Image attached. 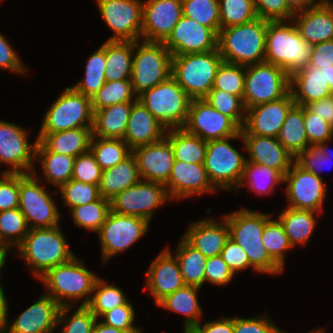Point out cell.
Instances as JSON below:
<instances>
[{"label":"cell","instance_id":"4","mask_svg":"<svg viewBox=\"0 0 333 333\" xmlns=\"http://www.w3.org/2000/svg\"><path fill=\"white\" fill-rule=\"evenodd\" d=\"M98 278L84 266V262L74 256L70 261L49 269L39 280L48 290L45 294L62 307L75 306V302L80 299V306H86Z\"/></svg>","mask_w":333,"mask_h":333},{"label":"cell","instance_id":"29","mask_svg":"<svg viewBox=\"0 0 333 333\" xmlns=\"http://www.w3.org/2000/svg\"><path fill=\"white\" fill-rule=\"evenodd\" d=\"M166 128L136 99L130 110L128 124L123 140L131 150L162 140Z\"/></svg>","mask_w":333,"mask_h":333},{"label":"cell","instance_id":"64","mask_svg":"<svg viewBox=\"0 0 333 333\" xmlns=\"http://www.w3.org/2000/svg\"><path fill=\"white\" fill-rule=\"evenodd\" d=\"M25 67V68H24ZM0 69L8 70L9 72L24 75L26 66L22 64L17 52L9 45L5 36L0 33Z\"/></svg>","mask_w":333,"mask_h":333},{"label":"cell","instance_id":"75","mask_svg":"<svg viewBox=\"0 0 333 333\" xmlns=\"http://www.w3.org/2000/svg\"><path fill=\"white\" fill-rule=\"evenodd\" d=\"M184 333H196L193 329H184Z\"/></svg>","mask_w":333,"mask_h":333},{"label":"cell","instance_id":"5","mask_svg":"<svg viewBox=\"0 0 333 333\" xmlns=\"http://www.w3.org/2000/svg\"><path fill=\"white\" fill-rule=\"evenodd\" d=\"M61 227L30 229L16 247L19 257L38 279L49 269L70 261L75 255L60 230Z\"/></svg>","mask_w":333,"mask_h":333},{"label":"cell","instance_id":"35","mask_svg":"<svg viewBox=\"0 0 333 333\" xmlns=\"http://www.w3.org/2000/svg\"><path fill=\"white\" fill-rule=\"evenodd\" d=\"M35 160H40L47 183L60 187L72 179L75 157L49 152L39 141L36 145Z\"/></svg>","mask_w":333,"mask_h":333},{"label":"cell","instance_id":"2","mask_svg":"<svg viewBox=\"0 0 333 333\" xmlns=\"http://www.w3.org/2000/svg\"><path fill=\"white\" fill-rule=\"evenodd\" d=\"M312 45L308 44L293 20L268 21L265 62L284 69L290 77L310 63Z\"/></svg>","mask_w":333,"mask_h":333},{"label":"cell","instance_id":"53","mask_svg":"<svg viewBox=\"0 0 333 333\" xmlns=\"http://www.w3.org/2000/svg\"><path fill=\"white\" fill-rule=\"evenodd\" d=\"M245 88V66L222 62L217 69L211 89H221L243 98Z\"/></svg>","mask_w":333,"mask_h":333},{"label":"cell","instance_id":"14","mask_svg":"<svg viewBox=\"0 0 333 333\" xmlns=\"http://www.w3.org/2000/svg\"><path fill=\"white\" fill-rule=\"evenodd\" d=\"M171 201L162 183L140 180L110 200L111 211L121 215L137 216L151 221L154 210Z\"/></svg>","mask_w":333,"mask_h":333},{"label":"cell","instance_id":"72","mask_svg":"<svg viewBox=\"0 0 333 333\" xmlns=\"http://www.w3.org/2000/svg\"><path fill=\"white\" fill-rule=\"evenodd\" d=\"M9 248H11V247L4 241V239L0 235V254L7 256Z\"/></svg>","mask_w":333,"mask_h":333},{"label":"cell","instance_id":"44","mask_svg":"<svg viewBox=\"0 0 333 333\" xmlns=\"http://www.w3.org/2000/svg\"><path fill=\"white\" fill-rule=\"evenodd\" d=\"M74 225L98 232L111 211L110 200L102 196L91 203L70 208Z\"/></svg>","mask_w":333,"mask_h":333},{"label":"cell","instance_id":"25","mask_svg":"<svg viewBox=\"0 0 333 333\" xmlns=\"http://www.w3.org/2000/svg\"><path fill=\"white\" fill-rule=\"evenodd\" d=\"M177 259L165 248L151 262L146 272V285L157 305L167 295L185 286Z\"/></svg>","mask_w":333,"mask_h":333},{"label":"cell","instance_id":"58","mask_svg":"<svg viewBox=\"0 0 333 333\" xmlns=\"http://www.w3.org/2000/svg\"><path fill=\"white\" fill-rule=\"evenodd\" d=\"M100 317L104 319L102 323L106 325L128 331L129 333H141V329L134 326L135 311L129 300L123 305L108 310Z\"/></svg>","mask_w":333,"mask_h":333},{"label":"cell","instance_id":"20","mask_svg":"<svg viewBox=\"0 0 333 333\" xmlns=\"http://www.w3.org/2000/svg\"><path fill=\"white\" fill-rule=\"evenodd\" d=\"M182 16V0L143 1L142 40L164 42Z\"/></svg>","mask_w":333,"mask_h":333},{"label":"cell","instance_id":"43","mask_svg":"<svg viewBox=\"0 0 333 333\" xmlns=\"http://www.w3.org/2000/svg\"><path fill=\"white\" fill-rule=\"evenodd\" d=\"M89 150L102 170L113 167L132 153L123 139L96 136H92Z\"/></svg>","mask_w":333,"mask_h":333},{"label":"cell","instance_id":"45","mask_svg":"<svg viewBox=\"0 0 333 333\" xmlns=\"http://www.w3.org/2000/svg\"><path fill=\"white\" fill-rule=\"evenodd\" d=\"M127 301L128 298L119 287L98 278L86 307L99 319L103 313L123 305Z\"/></svg>","mask_w":333,"mask_h":333},{"label":"cell","instance_id":"19","mask_svg":"<svg viewBox=\"0 0 333 333\" xmlns=\"http://www.w3.org/2000/svg\"><path fill=\"white\" fill-rule=\"evenodd\" d=\"M218 35L195 20L182 16L163 42L172 56L217 50Z\"/></svg>","mask_w":333,"mask_h":333},{"label":"cell","instance_id":"41","mask_svg":"<svg viewBox=\"0 0 333 333\" xmlns=\"http://www.w3.org/2000/svg\"><path fill=\"white\" fill-rule=\"evenodd\" d=\"M106 41L89 56L85 66V78L79 80L72 88L89 98L106 83Z\"/></svg>","mask_w":333,"mask_h":333},{"label":"cell","instance_id":"27","mask_svg":"<svg viewBox=\"0 0 333 333\" xmlns=\"http://www.w3.org/2000/svg\"><path fill=\"white\" fill-rule=\"evenodd\" d=\"M292 20L308 44L333 40V0H321L316 6L296 13Z\"/></svg>","mask_w":333,"mask_h":333},{"label":"cell","instance_id":"26","mask_svg":"<svg viewBox=\"0 0 333 333\" xmlns=\"http://www.w3.org/2000/svg\"><path fill=\"white\" fill-rule=\"evenodd\" d=\"M244 147L249 158L246 162L261 164L279 171L283 176L291 168L295 157L290 154L277 138L258 136L255 134H241Z\"/></svg>","mask_w":333,"mask_h":333},{"label":"cell","instance_id":"15","mask_svg":"<svg viewBox=\"0 0 333 333\" xmlns=\"http://www.w3.org/2000/svg\"><path fill=\"white\" fill-rule=\"evenodd\" d=\"M100 15L114 35L108 41H140L143 1L96 0Z\"/></svg>","mask_w":333,"mask_h":333},{"label":"cell","instance_id":"39","mask_svg":"<svg viewBox=\"0 0 333 333\" xmlns=\"http://www.w3.org/2000/svg\"><path fill=\"white\" fill-rule=\"evenodd\" d=\"M133 41L106 40V81L131 79Z\"/></svg>","mask_w":333,"mask_h":333},{"label":"cell","instance_id":"32","mask_svg":"<svg viewBox=\"0 0 333 333\" xmlns=\"http://www.w3.org/2000/svg\"><path fill=\"white\" fill-rule=\"evenodd\" d=\"M141 180L135 156L127 158L102 172L99 192L103 198L111 200L123 190L136 185Z\"/></svg>","mask_w":333,"mask_h":333},{"label":"cell","instance_id":"13","mask_svg":"<svg viewBox=\"0 0 333 333\" xmlns=\"http://www.w3.org/2000/svg\"><path fill=\"white\" fill-rule=\"evenodd\" d=\"M149 223L146 219L137 216L121 215L110 211L97 232L101 244L102 264L129 249L141 239L147 233Z\"/></svg>","mask_w":333,"mask_h":333},{"label":"cell","instance_id":"22","mask_svg":"<svg viewBox=\"0 0 333 333\" xmlns=\"http://www.w3.org/2000/svg\"><path fill=\"white\" fill-rule=\"evenodd\" d=\"M295 104L291 92L279 100L262 103L246 110L241 134L277 138L290 108Z\"/></svg>","mask_w":333,"mask_h":333},{"label":"cell","instance_id":"70","mask_svg":"<svg viewBox=\"0 0 333 333\" xmlns=\"http://www.w3.org/2000/svg\"><path fill=\"white\" fill-rule=\"evenodd\" d=\"M7 299L4 291H0V333L4 332L6 324Z\"/></svg>","mask_w":333,"mask_h":333},{"label":"cell","instance_id":"23","mask_svg":"<svg viewBox=\"0 0 333 333\" xmlns=\"http://www.w3.org/2000/svg\"><path fill=\"white\" fill-rule=\"evenodd\" d=\"M167 193L173 199L184 198L205 193H214L217 190L211 183L204 164H194L175 160L170 178L165 184Z\"/></svg>","mask_w":333,"mask_h":333},{"label":"cell","instance_id":"51","mask_svg":"<svg viewBox=\"0 0 333 333\" xmlns=\"http://www.w3.org/2000/svg\"><path fill=\"white\" fill-rule=\"evenodd\" d=\"M74 306H62L58 316L57 326L62 330L57 333H91L98 318L86 307L78 306L76 311L70 315Z\"/></svg>","mask_w":333,"mask_h":333},{"label":"cell","instance_id":"28","mask_svg":"<svg viewBox=\"0 0 333 333\" xmlns=\"http://www.w3.org/2000/svg\"><path fill=\"white\" fill-rule=\"evenodd\" d=\"M182 237L206 258L219 256L229 239L226 217L222 222L213 218L192 222Z\"/></svg>","mask_w":333,"mask_h":333},{"label":"cell","instance_id":"40","mask_svg":"<svg viewBox=\"0 0 333 333\" xmlns=\"http://www.w3.org/2000/svg\"><path fill=\"white\" fill-rule=\"evenodd\" d=\"M277 139L294 157L309 145L304 128V106L294 104L290 108Z\"/></svg>","mask_w":333,"mask_h":333},{"label":"cell","instance_id":"1","mask_svg":"<svg viewBox=\"0 0 333 333\" xmlns=\"http://www.w3.org/2000/svg\"><path fill=\"white\" fill-rule=\"evenodd\" d=\"M224 216L229 228V238L243 248L252 269L271 275L283 272L284 269L270 257L262 244L265 223L272 214L242 208Z\"/></svg>","mask_w":333,"mask_h":333},{"label":"cell","instance_id":"76","mask_svg":"<svg viewBox=\"0 0 333 333\" xmlns=\"http://www.w3.org/2000/svg\"><path fill=\"white\" fill-rule=\"evenodd\" d=\"M330 96L333 97V86L331 87Z\"/></svg>","mask_w":333,"mask_h":333},{"label":"cell","instance_id":"55","mask_svg":"<svg viewBox=\"0 0 333 333\" xmlns=\"http://www.w3.org/2000/svg\"><path fill=\"white\" fill-rule=\"evenodd\" d=\"M332 140L318 143L316 145H308L294 159V162L305 171H310L318 177L320 171L325 169V164H329L333 159L331 150L327 149Z\"/></svg>","mask_w":333,"mask_h":333},{"label":"cell","instance_id":"68","mask_svg":"<svg viewBox=\"0 0 333 333\" xmlns=\"http://www.w3.org/2000/svg\"><path fill=\"white\" fill-rule=\"evenodd\" d=\"M321 0H286L289 8L296 14L316 6Z\"/></svg>","mask_w":333,"mask_h":333},{"label":"cell","instance_id":"11","mask_svg":"<svg viewBox=\"0 0 333 333\" xmlns=\"http://www.w3.org/2000/svg\"><path fill=\"white\" fill-rule=\"evenodd\" d=\"M39 178L35 171L19 173V209L30 229L50 228L58 226L60 222V211L51 198L54 194L44 189L45 185Z\"/></svg>","mask_w":333,"mask_h":333},{"label":"cell","instance_id":"62","mask_svg":"<svg viewBox=\"0 0 333 333\" xmlns=\"http://www.w3.org/2000/svg\"><path fill=\"white\" fill-rule=\"evenodd\" d=\"M234 275L235 274L230 270L229 266L220 255L207 258L205 265V282L224 286L232 280Z\"/></svg>","mask_w":333,"mask_h":333},{"label":"cell","instance_id":"50","mask_svg":"<svg viewBox=\"0 0 333 333\" xmlns=\"http://www.w3.org/2000/svg\"><path fill=\"white\" fill-rule=\"evenodd\" d=\"M219 11L221 29L241 25L258 17L254 0H219Z\"/></svg>","mask_w":333,"mask_h":333},{"label":"cell","instance_id":"10","mask_svg":"<svg viewBox=\"0 0 333 333\" xmlns=\"http://www.w3.org/2000/svg\"><path fill=\"white\" fill-rule=\"evenodd\" d=\"M242 139L241 132L219 140L207 142L204 167L217 189L237 190L241 183L246 158L230 144V140Z\"/></svg>","mask_w":333,"mask_h":333},{"label":"cell","instance_id":"63","mask_svg":"<svg viewBox=\"0 0 333 333\" xmlns=\"http://www.w3.org/2000/svg\"><path fill=\"white\" fill-rule=\"evenodd\" d=\"M220 256L235 275L237 271L239 272L251 267L248 256L243 248L230 238L227 240Z\"/></svg>","mask_w":333,"mask_h":333},{"label":"cell","instance_id":"47","mask_svg":"<svg viewBox=\"0 0 333 333\" xmlns=\"http://www.w3.org/2000/svg\"><path fill=\"white\" fill-rule=\"evenodd\" d=\"M271 218L270 216L266 220L262 234V244L270 257L283 269L285 253L293 247L279 218L277 220H272Z\"/></svg>","mask_w":333,"mask_h":333},{"label":"cell","instance_id":"3","mask_svg":"<svg viewBox=\"0 0 333 333\" xmlns=\"http://www.w3.org/2000/svg\"><path fill=\"white\" fill-rule=\"evenodd\" d=\"M268 20L256 19L220 29L217 49L224 62L250 66L265 61Z\"/></svg>","mask_w":333,"mask_h":333},{"label":"cell","instance_id":"34","mask_svg":"<svg viewBox=\"0 0 333 333\" xmlns=\"http://www.w3.org/2000/svg\"><path fill=\"white\" fill-rule=\"evenodd\" d=\"M199 287L185 285L162 299L157 306L185 315L183 329H193L200 322L202 309L197 299Z\"/></svg>","mask_w":333,"mask_h":333},{"label":"cell","instance_id":"36","mask_svg":"<svg viewBox=\"0 0 333 333\" xmlns=\"http://www.w3.org/2000/svg\"><path fill=\"white\" fill-rule=\"evenodd\" d=\"M165 138L170 142L175 160L204 164L207 142L188 133L184 128L168 129Z\"/></svg>","mask_w":333,"mask_h":333},{"label":"cell","instance_id":"56","mask_svg":"<svg viewBox=\"0 0 333 333\" xmlns=\"http://www.w3.org/2000/svg\"><path fill=\"white\" fill-rule=\"evenodd\" d=\"M304 128L309 145L333 140V126L304 106Z\"/></svg>","mask_w":333,"mask_h":333},{"label":"cell","instance_id":"16","mask_svg":"<svg viewBox=\"0 0 333 333\" xmlns=\"http://www.w3.org/2000/svg\"><path fill=\"white\" fill-rule=\"evenodd\" d=\"M29 133L18 124L0 120V163L10 165L1 173H33L36 161V139L29 144ZM34 163V164H33Z\"/></svg>","mask_w":333,"mask_h":333},{"label":"cell","instance_id":"7","mask_svg":"<svg viewBox=\"0 0 333 333\" xmlns=\"http://www.w3.org/2000/svg\"><path fill=\"white\" fill-rule=\"evenodd\" d=\"M172 54L163 42L133 41L131 84L138 97L171 76Z\"/></svg>","mask_w":333,"mask_h":333},{"label":"cell","instance_id":"38","mask_svg":"<svg viewBox=\"0 0 333 333\" xmlns=\"http://www.w3.org/2000/svg\"><path fill=\"white\" fill-rule=\"evenodd\" d=\"M178 261L186 285L201 288L205 283V265L207 258L183 237L173 252Z\"/></svg>","mask_w":333,"mask_h":333},{"label":"cell","instance_id":"67","mask_svg":"<svg viewBox=\"0 0 333 333\" xmlns=\"http://www.w3.org/2000/svg\"><path fill=\"white\" fill-rule=\"evenodd\" d=\"M305 106L333 126V97L328 96L318 101L309 102Z\"/></svg>","mask_w":333,"mask_h":333},{"label":"cell","instance_id":"48","mask_svg":"<svg viewBox=\"0 0 333 333\" xmlns=\"http://www.w3.org/2000/svg\"><path fill=\"white\" fill-rule=\"evenodd\" d=\"M183 15L211 28L217 35L221 29L219 0H182Z\"/></svg>","mask_w":333,"mask_h":333},{"label":"cell","instance_id":"9","mask_svg":"<svg viewBox=\"0 0 333 333\" xmlns=\"http://www.w3.org/2000/svg\"><path fill=\"white\" fill-rule=\"evenodd\" d=\"M39 140L45 133H55L75 128H92L93 110L91 98L67 87L45 113Z\"/></svg>","mask_w":333,"mask_h":333},{"label":"cell","instance_id":"74","mask_svg":"<svg viewBox=\"0 0 333 333\" xmlns=\"http://www.w3.org/2000/svg\"><path fill=\"white\" fill-rule=\"evenodd\" d=\"M278 333H286V332L284 330L280 329ZM308 333H325V331H324V329H318V328H316V329L311 330Z\"/></svg>","mask_w":333,"mask_h":333},{"label":"cell","instance_id":"46","mask_svg":"<svg viewBox=\"0 0 333 333\" xmlns=\"http://www.w3.org/2000/svg\"><path fill=\"white\" fill-rule=\"evenodd\" d=\"M136 99L131 79L106 81L91 99L92 110L94 112L117 103L134 102Z\"/></svg>","mask_w":333,"mask_h":333},{"label":"cell","instance_id":"60","mask_svg":"<svg viewBox=\"0 0 333 333\" xmlns=\"http://www.w3.org/2000/svg\"><path fill=\"white\" fill-rule=\"evenodd\" d=\"M0 212L19 208V173H1Z\"/></svg>","mask_w":333,"mask_h":333},{"label":"cell","instance_id":"8","mask_svg":"<svg viewBox=\"0 0 333 333\" xmlns=\"http://www.w3.org/2000/svg\"><path fill=\"white\" fill-rule=\"evenodd\" d=\"M137 99L166 130L185 126L191 98L171 76L166 81L144 91Z\"/></svg>","mask_w":333,"mask_h":333},{"label":"cell","instance_id":"31","mask_svg":"<svg viewBox=\"0 0 333 333\" xmlns=\"http://www.w3.org/2000/svg\"><path fill=\"white\" fill-rule=\"evenodd\" d=\"M133 102H122L93 112L92 136L123 139Z\"/></svg>","mask_w":333,"mask_h":333},{"label":"cell","instance_id":"52","mask_svg":"<svg viewBox=\"0 0 333 333\" xmlns=\"http://www.w3.org/2000/svg\"><path fill=\"white\" fill-rule=\"evenodd\" d=\"M30 228L19 208L0 212V235L10 247L24 240Z\"/></svg>","mask_w":333,"mask_h":333},{"label":"cell","instance_id":"42","mask_svg":"<svg viewBox=\"0 0 333 333\" xmlns=\"http://www.w3.org/2000/svg\"><path fill=\"white\" fill-rule=\"evenodd\" d=\"M283 181L284 176L279 171L261 164L246 162L243 177L236 192L241 186L247 185L250 190L259 195H269L274 191V186H278Z\"/></svg>","mask_w":333,"mask_h":333},{"label":"cell","instance_id":"6","mask_svg":"<svg viewBox=\"0 0 333 333\" xmlns=\"http://www.w3.org/2000/svg\"><path fill=\"white\" fill-rule=\"evenodd\" d=\"M222 62L218 49L172 56L171 77L191 99H202L213 87Z\"/></svg>","mask_w":333,"mask_h":333},{"label":"cell","instance_id":"57","mask_svg":"<svg viewBox=\"0 0 333 333\" xmlns=\"http://www.w3.org/2000/svg\"><path fill=\"white\" fill-rule=\"evenodd\" d=\"M103 170L89 151L78 155L74 161L72 179L99 185Z\"/></svg>","mask_w":333,"mask_h":333},{"label":"cell","instance_id":"54","mask_svg":"<svg viewBox=\"0 0 333 333\" xmlns=\"http://www.w3.org/2000/svg\"><path fill=\"white\" fill-rule=\"evenodd\" d=\"M57 193H61L64 206L68 209L85 205L98 200L101 195L99 185L84 183L74 179H70L67 183L59 187Z\"/></svg>","mask_w":333,"mask_h":333},{"label":"cell","instance_id":"21","mask_svg":"<svg viewBox=\"0 0 333 333\" xmlns=\"http://www.w3.org/2000/svg\"><path fill=\"white\" fill-rule=\"evenodd\" d=\"M6 306V324L3 333H54L61 306L49 295L41 297L25 309L11 324Z\"/></svg>","mask_w":333,"mask_h":333},{"label":"cell","instance_id":"61","mask_svg":"<svg viewBox=\"0 0 333 333\" xmlns=\"http://www.w3.org/2000/svg\"><path fill=\"white\" fill-rule=\"evenodd\" d=\"M280 329L265 314L258 317L233 318V333H278Z\"/></svg>","mask_w":333,"mask_h":333},{"label":"cell","instance_id":"49","mask_svg":"<svg viewBox=\"0 0 333 333\" xmlns=\"http://www.w3.org/2000/svg\"><path fill=\"white\" fill-rule=\"evenodd\" d=\"M204 99L217 111L228 116L240 129L246 117L243 98L221 89H211Z\"/></svg>","mask_w":333,"mask_h":333},{"label":"cell","instance_id":"17","mask_svg":"<svg viewBox=\"0 0 333 333\" xmlns=\"http://www.w3.org/2000/svg\"><path fill=\"white\" fill-rule=\"evenodd\" d=\"M322 177H318L310 171H305L295 162L284 175L283 183L285 188L288 207L323 213L324 199L326 198L327 187Z\"/></svg>","mask_w":333,"mask_h":333},{"label":"cell","instance_id":"37","mask_svg":"<svg viewBox=\"0 0 333 333\" xmlns=\"http://www.w3.org/2000/svg\"><path fill=\"white\" fill-rule=\"evenodd\" d=\"M316 211L286 207L278 218L283 224L285 233L292 247L304 245L314 232L317 219Z\"/></svg>","mask_w":333,"mask_h":333},{"label":"cell","instance_id":"18","mask_svg":"<svg viewBox=\"0 0 333 333\" xmlns=\"http://www.w3.org/2000/svg\"><path fill=\"white\" fill-rule=\"evenodd\" d=\"M183 128L206 142L229 138L240 131L228 116L217 111L204 98L191 99L188 119Z\"/></svg>","mask_w":333,"mask_h":333},{"label":"cell","instance_id":"24","mask_svg":"<svg viewBox=\"0 0 333 333\" xmlns=\"http://www.w3.org/2000/svg\"><path fill=\"white\" fill-rule=\"evenodd\" d=\"M135 156L141 180L166 184L174 165L175 157L170 142L162 140L136 147Z\"/></svg>","mask_w":333,"mask_h":333},{"label":"cell","instance_id":"73","mask_svg":"<svg viewBox=\"0 0 333 333\" xmlns=\"http://www.w3.org/2000/svg\"><path fill=\"white\" fill-rule=\"evenodd\" d=\"M7 259V256L6 255H1L0 254V272H1V269L4 267L5 265V261ZM1 275V274H0ZM1 279V278H0ZM1 282V281H0ZM2 283H0V291H4V288H2L3 286H1Z\"/></svg>","mask_w":333,"mask_h":333},{"label":"cell","instance_id":"69","mask_svg":"<svg viewBox=\"0 0 333 333\" xmlns=\"http://www.w3.org/2000/svg\"><path fill=\"white\" fill-rule=\"evenodd\" d=\"M91 333H129V332L96 321Z\"/></svg>","mask_w":333,"mask_h":333},{"label":"cell","instance_id":"71","mask_svg":"<svg viewBox=\"0 0 333 333\" xmlns=\"http://www.w3.org/2000/svg\"><path fill=\"white\" fill-rule=\"evenodd\" d=\"M319 70L324 71L325 80L330 85V87H332L333 86V65H331V67L319 68Z\"/></svg>","mask_w":333,"mask_h":333},{"label":"cell","instance_id":"33","mask_svg":"<svg viewBox=\"0 0 333 333\" xmlns=\"http://www.w3.org/2000/svg\"><path fill=\"white\" fill-rule=\"evenodd\" d=\"M92 128L45 133L38 141L49 151L77 157L90 149Z\"/></svg>","mask_w":333,"mask_h":333},{"label":"cell","instance_id":"66","mask_svg":"<svg viewBox=\"0 0 333 333\" xmlns=\"http://www.w3.org/2000/svg\"><path fill=\"white\" fill-rule=\"evenodd\" d=\"M193 330L196 333H233V317H220L219 320L205 322L203 326L199 323Z\"/></svg>","mask_w":333,"mask_h":333},{"label":"cell","instance_id":"30","mask_svg":"<svg viewBox=\"0 0 333 333\" xmlns=\"http://www.w3.org/2000/svg\"><path fill=\"white\" fill-rule=\"evenodd\" d=\"M290 92L295 104L305 106L330 96L331 87L325 80L324 71L307 66L290 76Z\"/></svg>","mask_w":333,"mask_h":333},{"label":"cell","instance_id":"12","mask_svg":"<svg viewBox=\"0 0 333 333\" xmlns=\"http://www.w3.org/2000/svg\"><path fill=\"white\" fill-rule=\"evenodd\" d=\"M290 92V77L272 63L261 62L245 67L243 102L246 110L258 104L276 101Z\"/></svg>","mask_w":333,"mask_h":333},{"label":"cell","instance_id":"65","mask_svg":"<svg viewBox=\"0 0 333 333\" xmlns=\"http://www.w3.org/2000/svg\"><path fill=\"white\" fill-rule=\"evenodd\" d=\"M331 65H333V40L313 44L308 66L322 68Z\"/></svg>","mask_w":333,"mask_h":333},{"label":"cell","instance_id":"59","mask_svg":"<svg viewBox=\"0 0 333 333\" xmlns=\"http://www.w3.org/2000/svg\"><path fill=\"white\" fill-rule=\"evenodd\" d=\"M254 6L258 17L268 21H289L295 15L286 0H254Z\"/></svg>","mask_w":333,"mask_h":333}]
</instances>
